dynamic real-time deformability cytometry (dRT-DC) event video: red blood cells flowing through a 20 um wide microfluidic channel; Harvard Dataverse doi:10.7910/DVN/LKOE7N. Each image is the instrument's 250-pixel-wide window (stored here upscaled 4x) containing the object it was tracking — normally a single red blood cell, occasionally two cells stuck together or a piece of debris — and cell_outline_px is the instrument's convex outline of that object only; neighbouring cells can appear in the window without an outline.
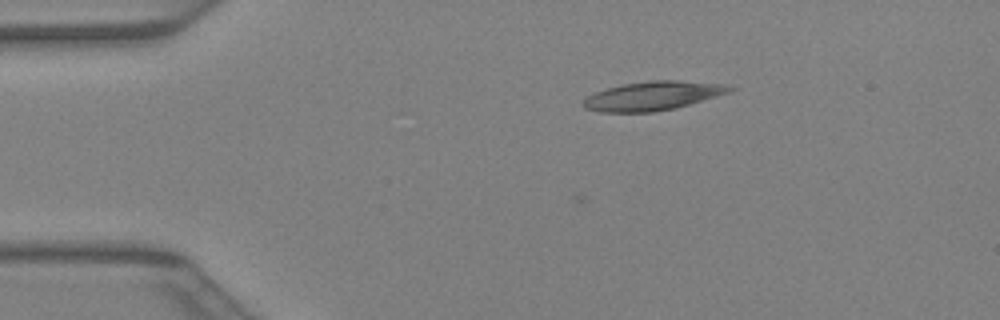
{"species": "Egyptian fruit bat (a non-hibernating species)", "species_latin": "Rousettus aegyptiacus", "temperature_condition": "warm", "stored_images_in_passage": 9, "camera_frame_rate_fps": 3000, "um_per_image_px": 0.085, "animal": {"sex": "female"}, "frame": {"image": 1, "passage_image": 9, "time_ms": 2.667, "image_size_px": [1000, 320], "cell_outline_px": [[736, 88], [728, 92], [676, 108], [652, 112], [600, 112], [584, 108], [580, 104], [588, 96], [596, 92], [620, 84], [648, 80], [680, 80], [724, 84]], "centroid_in_image_um": [55.45, 8.14], "position_along_channel_um": 29.6, "area_um2": 24.62}}